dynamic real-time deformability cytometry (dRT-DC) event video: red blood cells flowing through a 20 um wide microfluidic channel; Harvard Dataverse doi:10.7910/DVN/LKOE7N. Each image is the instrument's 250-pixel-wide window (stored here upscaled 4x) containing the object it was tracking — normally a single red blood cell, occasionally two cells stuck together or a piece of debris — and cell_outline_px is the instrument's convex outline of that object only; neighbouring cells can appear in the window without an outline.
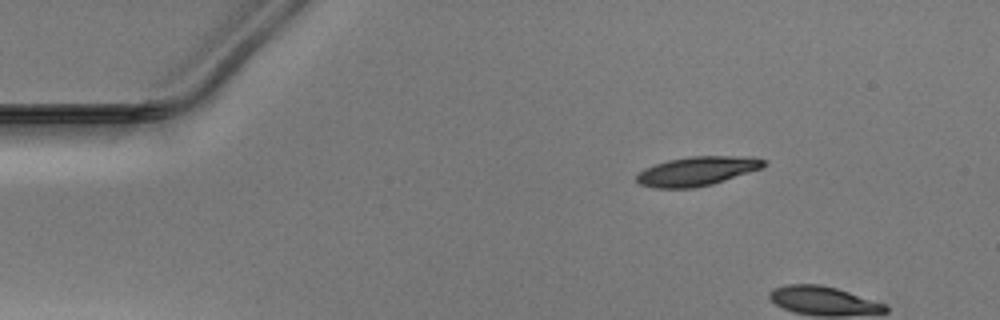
{"species": "Egyptian fruit bat (a non-hibernating species)", "species_latin": "Rousettus aegyptiacus", "temperature_condition": "warm", "stored_images_in_passage": 4, "camera_frame_rate_fps": 3000, "um_per_image_px": 0.085, "animal": {"sex": "male"}, "frame": {"image": 1, "passage_image": 1, "time_ms": 0.0, "image_size_px": [1000, 320], "cell_outline_px": [[768, 164], [760, 168], [712, 184], [692, 188], [652, 188], [640, 184], [636, 180], [636, 176], [644, 168], [668, 160], [692, 156], [752, 156], [768, 160]], "centroid_in_image_um": [59.26, 14.54], "position_along_channel_um": 25.7, "area_um2": 21.56}}